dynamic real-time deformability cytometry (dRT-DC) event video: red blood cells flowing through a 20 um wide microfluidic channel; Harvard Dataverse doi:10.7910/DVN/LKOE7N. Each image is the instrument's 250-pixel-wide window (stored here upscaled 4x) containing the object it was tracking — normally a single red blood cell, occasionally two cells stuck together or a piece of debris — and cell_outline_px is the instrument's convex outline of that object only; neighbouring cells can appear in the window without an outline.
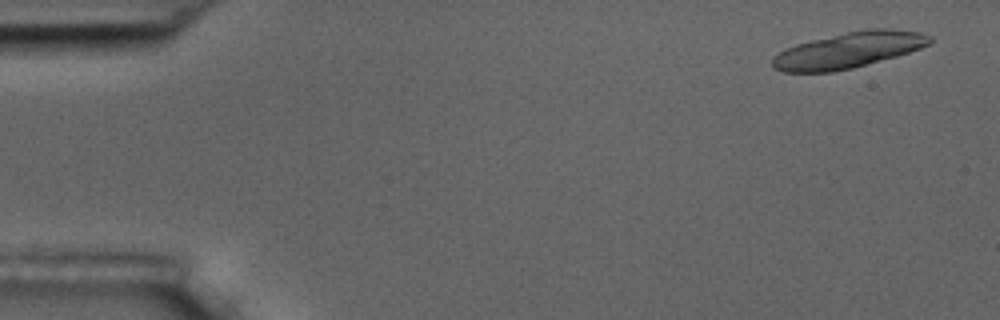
{"species": "common noctule bat (a hibernating species)", "species_latin": "Nyctalus noctula", "temperature_condition": "room temperature", "stored_images_in_passage": 4, "camera_frame_rate_fps": 3000, "um_per_image_px": 0.085, "animal": {"sex": "male", "body_mass_g": 17.5, "forearm_length_mm": 52.3}, "frame": {"image": 1, "passage_image": 1, "time_ms": 0.0, "image_size_px": [1000, 320], "cell_outline_px": [[932, 40], [928, 44], [920, 48], [896, 56], [852, 68], [832, 72], [784, 72], [772, 68], [772, 56], [784, 48], [796, 44], [812, 40], [848, 32], [872, 28], [888, 28], [920, 32], [932, 36]], "centroid_in_image_um": [72.09, 4.27], "position_along_channel_um": 12.9, "area_um2": 32.71}}